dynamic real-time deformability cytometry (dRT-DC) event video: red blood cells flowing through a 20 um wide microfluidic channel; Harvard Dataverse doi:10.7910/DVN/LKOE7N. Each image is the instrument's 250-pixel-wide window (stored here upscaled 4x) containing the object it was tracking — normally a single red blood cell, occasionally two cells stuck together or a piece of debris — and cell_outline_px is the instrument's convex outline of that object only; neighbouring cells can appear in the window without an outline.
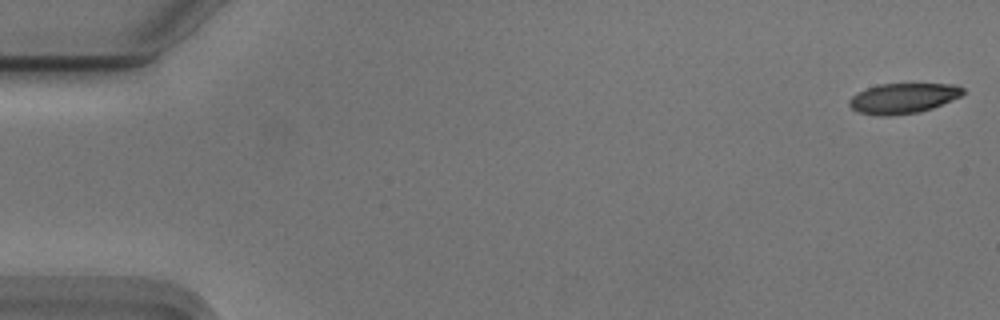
{"species": "Egyptian fruit bat (a non-hibernating species)", "species_latin": "Rousettus aegyptiacus", "temperature_condition": "cold", "stored_images_in_passage": 47, "camera_frame_rate_fps": 3000, "um_per_image_px": 0.085, "animal": {"sex": "male"}, "frame": {"image": 1, "passage_image": 1, "time_ms": 0.0, "image_size_px": [1000, 320], "cell_outline_px": [[964, 92], [960, 96], [932, 108], [920, 112], [888, 116], [876, 116], [856, 112], [848, 104], [848, 100], [852, 96], [868, 88], [880, 84], [956, 84], [964, 88]], "centroid_in_image_um": [76.74, 8.36], "position_along_channel_um": 8.3, "area_um2": 20.0}}
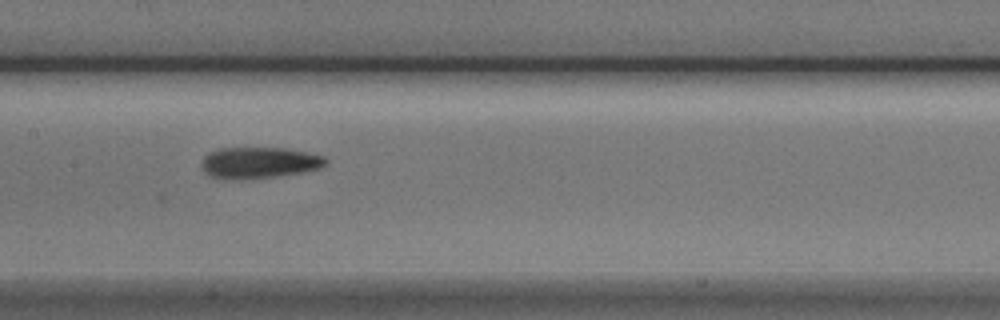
{"frame": {"image": 2, "passage_image": 27, "time_ms": 8.667, "image_size_px": [1000, 320], "cell_outline_px": [[328, 164], [320, 168], [300, 172], [276, 176], [212, 176], [204, 172], [200, 164], [204, 156], [208, 152], [220, 148], [284, 148], [324, 156], [328, 160]], "centroid_in_image_um": [22.06, 13.77], "position_along_channel_um": 185.3, "area_um2": 21.62}}
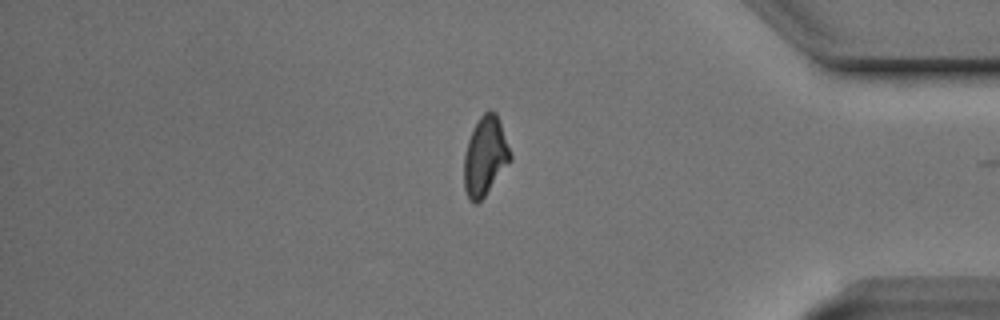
{"frame": {"image": 3, "passage_image": 46, "time_ms": 15.0, "image_size_px": [1000, 320], "cell_outline_px": [[512, 160], [484, 196], [476, 204], [468, 200], [464, 188], [464, 156], [468, 140], [480, 116], [488, 108], [496, 112], [500, 120], [512, 156]], "centroid_in_image_um": [41.24, 13.27], "position_along_channel_um": 394.0, "area_um2": 21.33}, "authors_computed_cell_mechanics": {"area_um2": 21.8484, "velocity_mm_per_s": 3.7262, "shape_relaxation_time_tau1_ms": null, "shape_relaxation_time_tau2_ms": 4.3129, "deformation_change_tau1": null, "deformation_change_tau2": 0.1239}}